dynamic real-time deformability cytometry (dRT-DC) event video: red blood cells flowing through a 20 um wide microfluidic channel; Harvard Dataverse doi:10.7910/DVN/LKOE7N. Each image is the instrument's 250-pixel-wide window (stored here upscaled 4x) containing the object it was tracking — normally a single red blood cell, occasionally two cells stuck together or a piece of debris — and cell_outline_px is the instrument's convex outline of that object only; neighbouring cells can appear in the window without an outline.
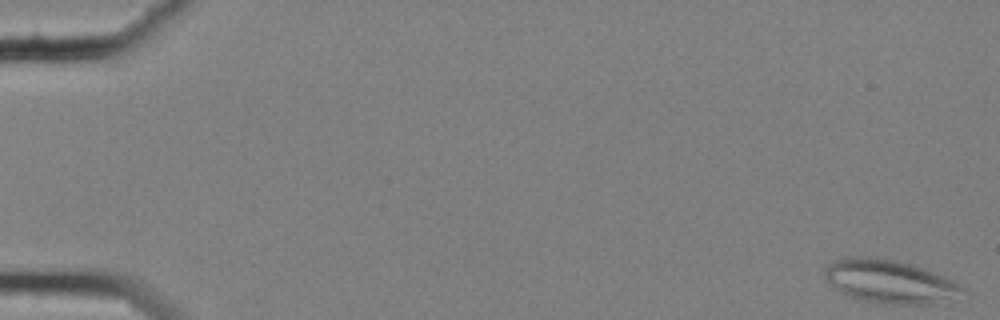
{"species": "common noctule bat (a hibernating species)", "species_latin": "Nyctalus noctula", "temperature_condition": "cold", "stored_images_in_passage": 58, "camera_frame_rate_fps": 3000, "um_per_image_px": 0.085, "animal": {"sex": "female", "body_mass_g": 25.1}, "frame": {"image": 1, "passage_image": 1, "time_ms": 0.0, "image_size_px": [1000, 320], "cell_outline_px": [[964, 288], [928, 304], [884, 304], [864, 300], [840, 292], [828, 284], [824, 280], [824, 268], [832, 260], [844, 256], [868, 256], [896, 260], [912, 264], [944, 276], [960, 284]], "centroid_in_image_um": [75.42, 23.87], "position_along_channel_um": 9.6, "area_um2": 34.16}}
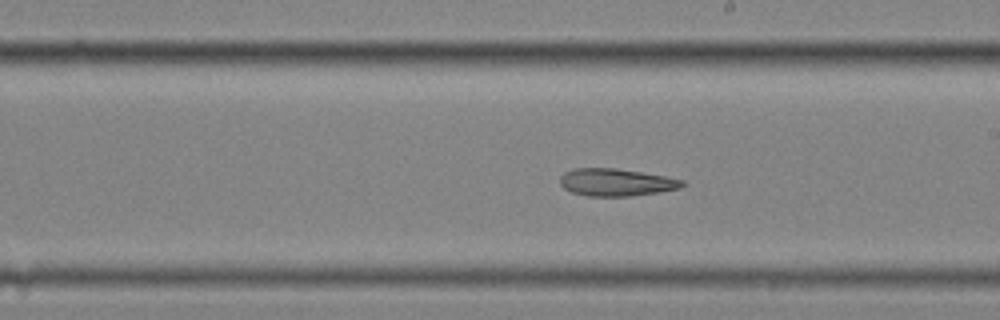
{"frame": {"image": 2, "passage_image": 34, "time_ms": 11.0, "image_size_px": [1000, 320], "cell_outline_px": [[688, 184], [680, 188], [660, 192], [632, 196], [588, 196], [572, 192], [564, 188], [560, 184], [560, 176], [564, 172], [572, 168], [616, 168], [664, 176], [684, 180]], "centroid_in_image_um": [52.38, 15.49], "position_along_channel_um": 236.6, "area_um2": 19.65}}
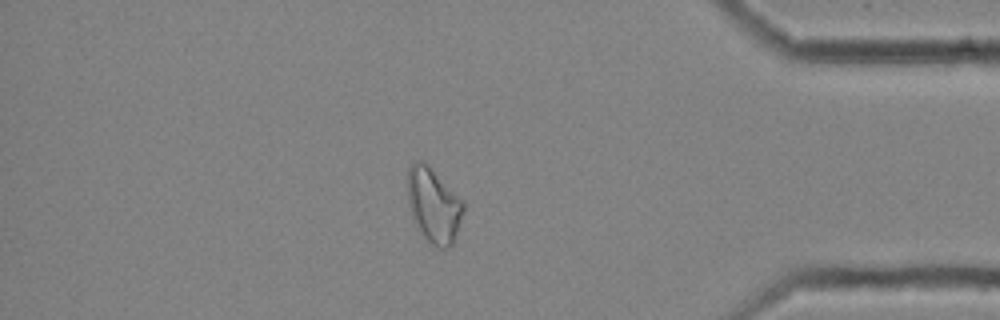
{"frame": {"image": 3, "passage_image": 50, "time_ms": 16.333, "image_size_px": [1000, 320], "cell_outline_px": [[464, 212], [452, 244], [448, 248], [440, 248], [432, 244], [420, 232], [412, 220], [408, 204], [408, 168], [416, 160], [424, 160], [464, 204]], "centroid_in_image_um": [36.82, 17.45], "position_along_channel_um": 398.4, "area_um2": 23.93}, "authors_computed_cell_mechanics": {"area_um2": 24.2182, "velocity_mm_per_s": 3.5246, "shape_relaxation_time_tau1_ms": null, "shape_relaxation_time_tau2_ms": 9.8094, "deformation_change_tau1": null, "deformation_change_tau2": 0.2147}}